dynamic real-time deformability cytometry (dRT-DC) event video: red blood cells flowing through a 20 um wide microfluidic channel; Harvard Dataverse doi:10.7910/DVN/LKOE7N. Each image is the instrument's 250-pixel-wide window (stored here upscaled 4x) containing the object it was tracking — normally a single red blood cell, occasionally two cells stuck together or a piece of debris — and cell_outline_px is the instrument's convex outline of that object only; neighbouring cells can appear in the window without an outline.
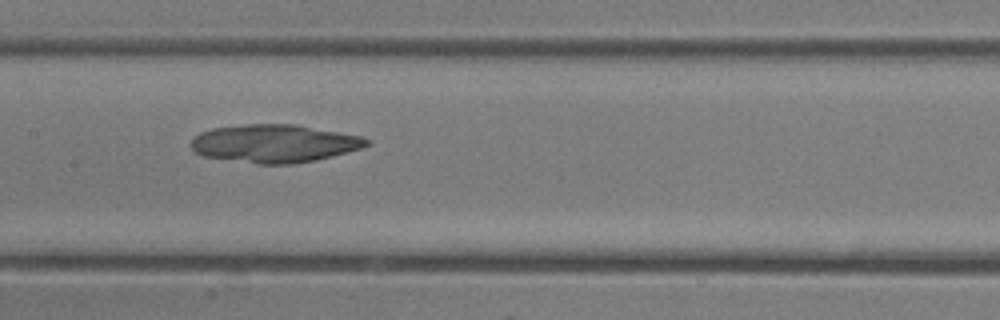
{"species": "common noctule bat (a hibernating species)", "species_latin": "Nyctalus noctula", "temperature_condition": "room temperature", "stored_images_in_passage": 25, "camera_frame_rate_fps": 3000, "um_per_image_px": 0.085, "animal": {"sex": "female"}, "frame": {"image": 1, "passage_image": 10, "time_ms": 3.0, "image_size_px": [1000, 320], "cell_outline_px": [[372, 144], [360, 148], [316, 160], [292, 164], [256, 164], [204, 156], [196, 152], [188, 144], [200, 132], [212, 128], [244, 124], [296, 124], [360, 136], [372, 140]], "centroid_in_image_um": [23.31, 12.19], "position_along_channel_um": 184.1, "area_um2": 38.9}}
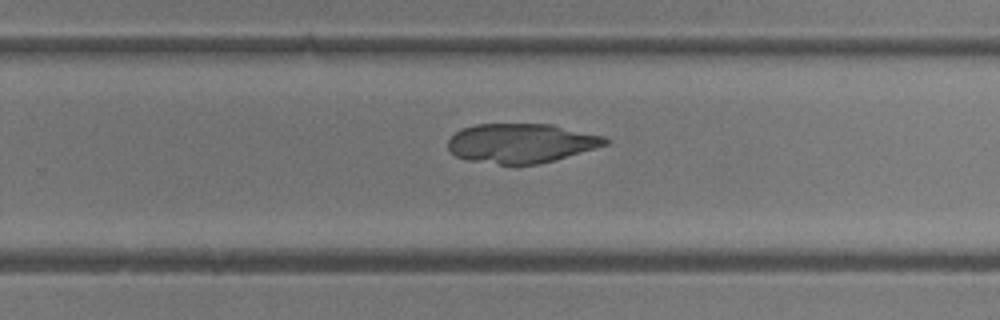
{"frame": {"image": 2, "passage_image": 15, "time_ms": 4.667, "image_size_px": [1000, 320], "cell_outline_px": [[608, 144], [540, 164], [516, 168], [468, 160], [456, 156], [448, 148], [448, 140], [456, 132], [464, 128], [476, 124], [552, 124], [604, 136], [608, 140]], "centroid_in_image_um": [44.27, 12.2], "position_along_channel_um": 285.5, "area_um2": 36.59}}
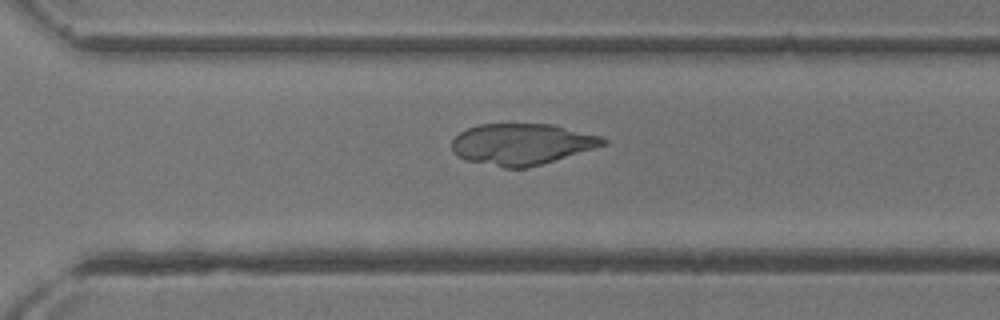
{"frame": {"image": 3, "passage_image": 17, "time_ms": 5.333, "image_size_px": [1000, 320], "cell_outline_px": [[608, 144], [540, 164], [524, 168], [504, 168], [464, 160], [456, 156], [452, 148], [452, 140], [460, 132], [468, 128], [480, 124], [552, 124], [600, 136], [608, 140]], "centroid_in_image_um": [44.32, 12.25], "position_along_channel_um": 326.3, "area_um2": 36.18}}